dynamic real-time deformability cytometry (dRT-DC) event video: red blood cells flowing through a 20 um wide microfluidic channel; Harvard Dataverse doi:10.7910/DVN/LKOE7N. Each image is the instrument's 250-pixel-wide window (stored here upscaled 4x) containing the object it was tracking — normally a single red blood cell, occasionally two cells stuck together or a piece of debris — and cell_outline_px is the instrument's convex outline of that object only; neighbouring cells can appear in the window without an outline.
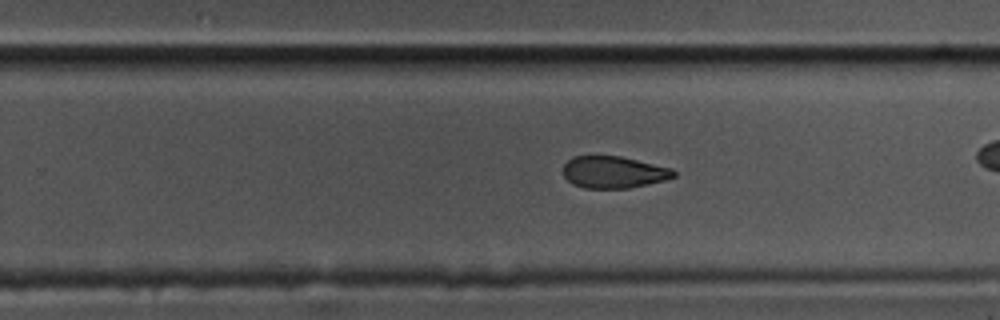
{"species": "common noctule bat (a hibernating species)", "species_latin": "Nyctalus noctula", "temperature_condition": "cold", "stored_images_in_passage": 31, "camera_frame_rate_fps": 3000, "um_per_image_px": 0.085, "animal": {"sex": "male", "body_mass_g": 17.5, "forearm_length_mm": 52.3}, "frame": {"image": 1, "passage_image": 22, "time_ms": 7.0, "image_size_px": [1000, 320], "cell_outline_px": [[676, 176], [664, 180], [648, 184], [628, 188], [584, 188], [572, 184], [564, 176], [564, 164], [572, 156], [620, 156], [672, 168], [676, 172]], "centroid_in_image_um": [52.16, 14.63], "position_along_channel_um": 277.6, "area_um2": 20.52}}